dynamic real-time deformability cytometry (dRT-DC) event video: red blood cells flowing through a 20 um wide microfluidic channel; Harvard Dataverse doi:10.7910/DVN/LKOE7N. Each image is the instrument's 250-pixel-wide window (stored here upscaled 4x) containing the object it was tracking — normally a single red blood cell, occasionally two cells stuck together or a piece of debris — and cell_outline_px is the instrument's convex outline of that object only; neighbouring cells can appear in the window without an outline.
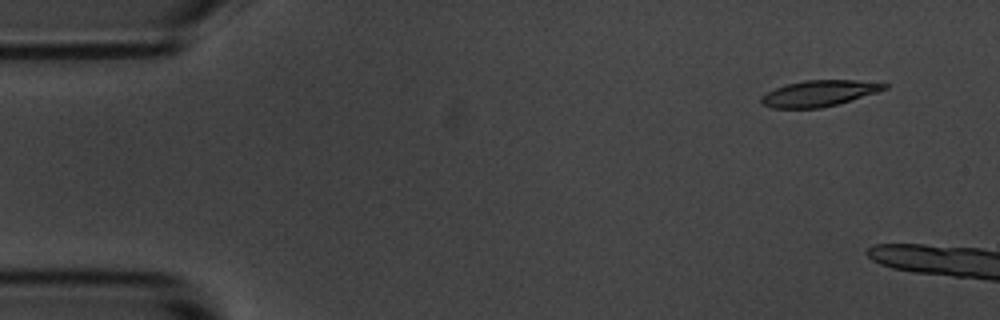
{"species": "common noctule bat (a hibernating species)", "species_latin": "Nyctalus noctula", "temperature_condition": "room temperature", "stored_images_in_passage": 4, "camera_frame_rate_fps": 3000, "um_per_image_px": 0.085, "animal": {"sex": "male", "body_mass_g": 20.1, "forearm_length_mm": 53.5}, "frame": {"image": 1, "passage_image": 2, "time_ms": 0.333, "image_size_px": [1000, 320], "cell_outline_px": [[888, 88], [876, 92], [836, 104], [820, 108], [772, 108], [760, 104], [760, 96], [776, 88], [788, 84], [804, 80], [856, 80], [888, 84]], "centroid_in_image_um": [69.57, 7.94], "position_along_channel_um": 15.4, "area_um2": 18.44}}